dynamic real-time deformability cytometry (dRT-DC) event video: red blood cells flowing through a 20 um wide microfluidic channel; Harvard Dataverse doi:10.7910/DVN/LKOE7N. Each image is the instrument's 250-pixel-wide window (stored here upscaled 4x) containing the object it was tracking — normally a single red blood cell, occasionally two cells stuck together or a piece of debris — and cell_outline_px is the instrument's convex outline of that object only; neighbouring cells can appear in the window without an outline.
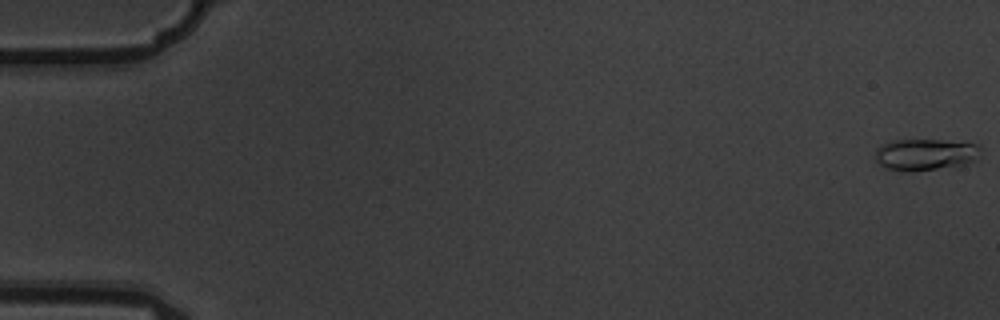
{"species": "common noctule bat (a hibernating species)", "species_latin": "Nyctalus noctula", "temperature_condition": "warm", "stored_images_in_passage": 5, "camera_frame_rate_fps": 3000, "um_per_image_px": 0.085, "animal": {"sex": "male", "body_mass_g": 19.5, "forearm_length_mm": 54.6}, "frame": {"image": 1, "passage_image": 1, "time_ms": 0.0, "image_size_px": [1000, 320], "cell_outline_px": [[980, 148], [976, 160], [964, 164], [912, 172], [904, 172], [884, 168], [876, 160], [876, 148], [880, 144], [892, 140], [940, 140], [980, 144]], "centroid_in_image_um": [78.6, 13.13], "position_along_channel_um": 6.4, "area_um2": 19.48}}